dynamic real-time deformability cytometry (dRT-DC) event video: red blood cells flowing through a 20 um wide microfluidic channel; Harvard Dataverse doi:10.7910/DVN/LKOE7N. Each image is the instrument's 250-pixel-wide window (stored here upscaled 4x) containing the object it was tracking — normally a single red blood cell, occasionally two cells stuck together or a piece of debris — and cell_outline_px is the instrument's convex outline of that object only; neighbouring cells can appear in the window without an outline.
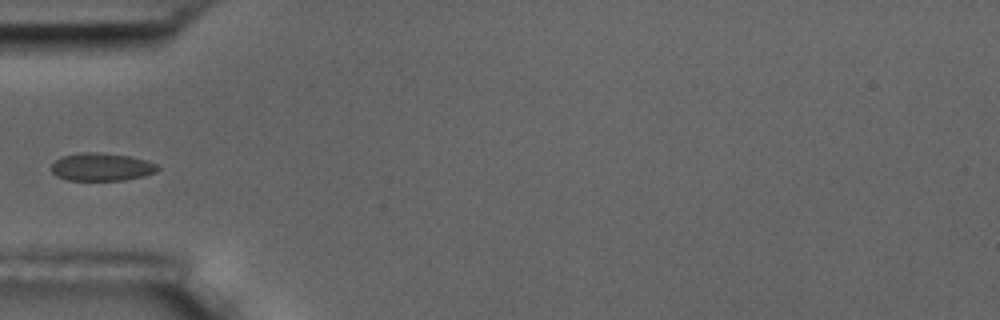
{"species": "common noctule bat (a hibernating species)", "species_latin": "Nyctalus noctula", "temperature_condition": "room temperature", "stored_images_in_passage": 15, "camera_frame_rate_fps": 3000, "um_per_image_px": 0.085, "animal": {"sex": "male", "body_mass_g": 17.5, "forearm_length_mm": 52.3}, "frame": {"image": 1, "passage_image": 5, "time_ms": 5.667, "image_size_px": [1000, 320], "cell_outline_px": [[160, 168], [156, 172], [144, 176], [124, 180], [68, 180], [56, 176], [52, 172], [52, 164], [60, 156], [80, 152], [100, 152], [128, 156], [144, 160], [156, 164]], "centroid_in_image_um": [8.61, 14.19], "position_along_channel_um": 76.4, "area_um2": 17.28}}
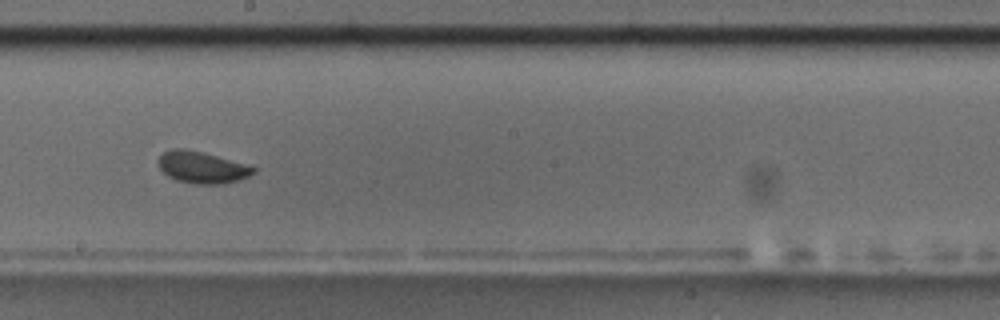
{"frame": {"image": 2, "passage_image": 9, "time_ms": 10.0, "image_size_px": [1000, 320], "cell_outline_px": [[256, 172], [240, 180], [224, 184], [196, 184], [176, 180], [168, 176], [160, 168], [156, 160], [164, 152], [172, 148], [184, 148], [204, 152], [252, 164], [256, 168]], "centroid_in_image_um": [17.23, 14.21], "position_along_channel_um": 231.0, "area_um2": 18.09}, "authors_computed_cell_mechanics": {"area_um2": 18.0914, "velocity_mm_per_s": 3.5842, "shape_relaxation_time_tau1_ms": 4.3104, "shape_relaxation_time_tau2_ms": null, "deformation_change_tau1": 0.0581, "deformation_change_tau2": null}}